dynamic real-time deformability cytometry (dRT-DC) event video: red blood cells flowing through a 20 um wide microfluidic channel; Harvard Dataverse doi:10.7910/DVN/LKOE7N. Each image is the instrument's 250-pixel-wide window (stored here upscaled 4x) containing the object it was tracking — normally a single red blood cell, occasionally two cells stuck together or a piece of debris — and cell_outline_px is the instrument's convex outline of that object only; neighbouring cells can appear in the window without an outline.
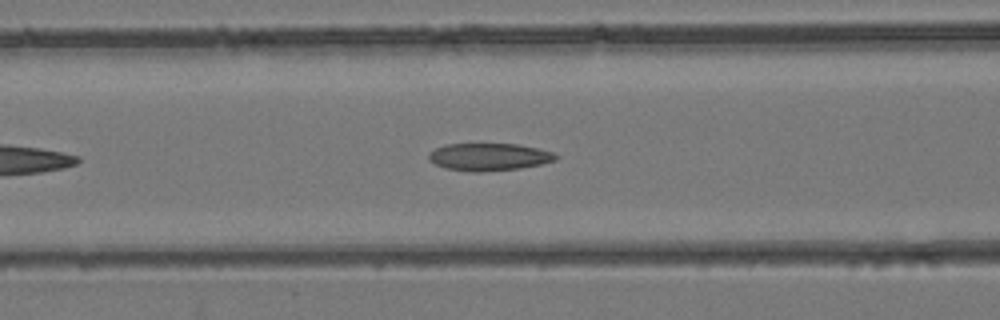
{"species": "common noctule bat (a hibernating species)", "species_latin": "Nyctalus noctula", "temperature_condition": "room temperature", "stored_images_in_passage": 25, "camera_frame_rate_fps": 3000, "um_per_image_px": 0.085, "animal": {"sex": "female", "body_mass_g": 24.6, "forearm_length_mm": 56.2}, "frame": {"image": 1, "passage_image": 7, "time_ms": 2.0, "image_size_px": [1000, 320], "cell_outline_px": [[560, 156], [556, 160], [540, 164], [520, 168], [480, 172], [472, 172], [444, 168], [428, 160], [428, 156], [436, 148], [444, 144], [520, 144], [552, 152]], "centroid_in_image_um": [41.56, 13.34], "position_along_channel_um": 125.0, "area_um2": 20.29}}
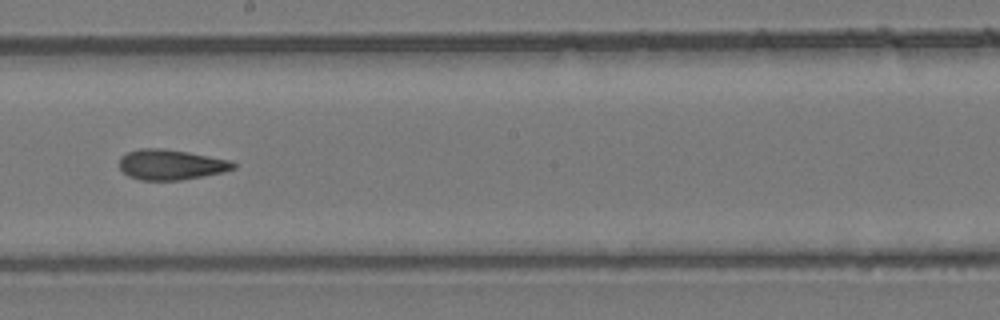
{"frame": {"image": 2, "passage_image": 13, "time_ms": 4.0, "image_size_px": [1000, 320], "cell_outline_px": [[236, 168], [220, 172], [180, 180], [140, 180], [128, 176], [120, 168], [120, 156], [128, 152], [140, 148], [160, 148], [188, 152], [232, 160], [236, 164]], "centroid_in_image_um": [14.51, 13.98], "position_along_channel_um": 233.7, "area_um2": 20.0}}
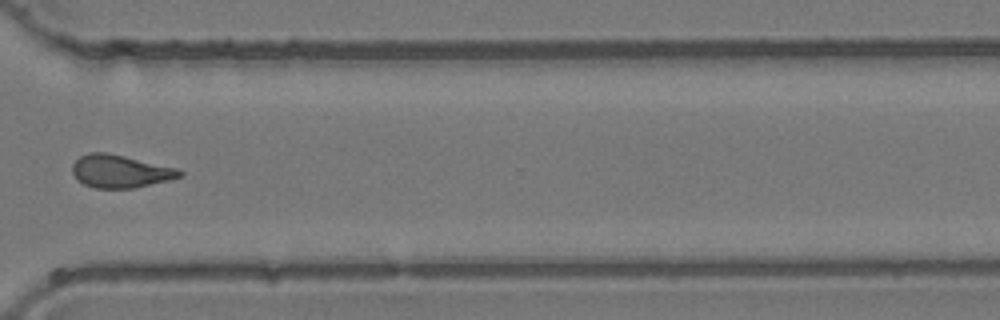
{"frame": {"image": 3, "passage_image": 20, "time_ms": 6.333, "image_size_px": [1000, 320], "cell_outline_px": [[184, 176], [136, 188], [96, 188], [84, 184], [76, 180], [72, 172], [72, 164], [80, 156], [88, 152], [104, 152], [124, 156], [176, 168], [184, 172]], "centroid_in_image_um": [10.2, 14.56], "position_along_channel_um": 360.4, "area_um2": 20.52}}